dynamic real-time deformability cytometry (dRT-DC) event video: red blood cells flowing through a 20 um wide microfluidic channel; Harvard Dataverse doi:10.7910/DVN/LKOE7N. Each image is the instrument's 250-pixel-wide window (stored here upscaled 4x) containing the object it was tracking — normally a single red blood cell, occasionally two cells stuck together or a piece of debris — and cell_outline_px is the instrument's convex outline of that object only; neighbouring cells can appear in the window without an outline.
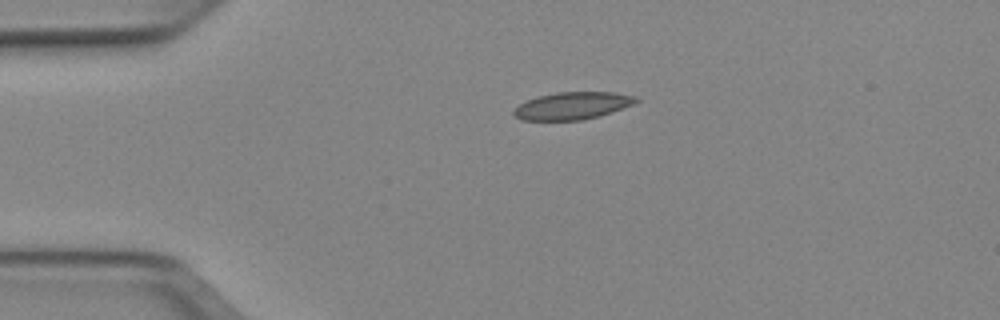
{"species": "Egyptian fruit bat (a non-hibernating species)", "species_latin": "Rousettus aegyptiacus", "temperature_condition": "cold", "stored_images_in_passage": 41, "camera_frame_rate_fps": 3000, "um_per_image_px": 0.085, "animal": {"sex": "female"}, "frame": {"image": 1, "passage_image": 1, "time_ms": 0.0, "image_size_px": [1000, 320], "cell_outline_px": [[640, 100], [632, 104], [612, 112], [600, 116], [584, 120], [520, 120], [512, 112], [520, 104], [536, 96], [556, 92], [612, 92], [636, 96]], "centroid_in_image_um": [48.66, 8.99], "position_along_channel_um": 36.3, "area_um2": 19.48}}
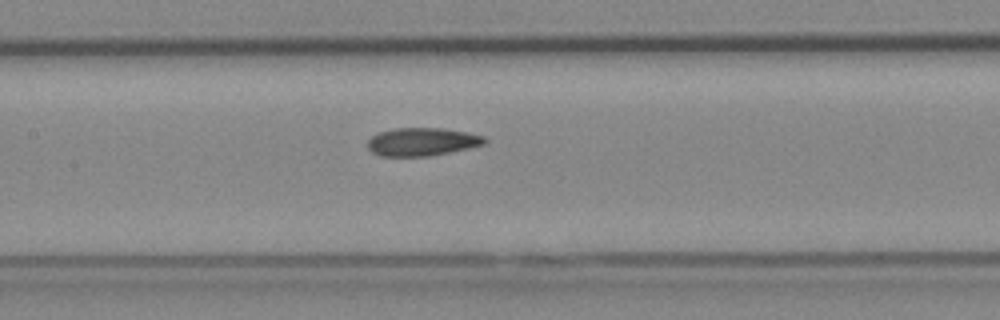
{"frame": {"image": 2, "passage_image": 14, "time_ms": 4.333, "image_size_px": [1000, 320], "cell_outline_px": [[488, 140], [484, 144], [468, 148], [428, 156], [380, 156], [372, 152], [368, 148], [368, 140], [372, 136], [380, 132], [392, 128], [444, 128], [468, 132], [484, 136]], "centroid_in_image_um": [35.88, 12.04], "position_along_channel_um": 171.5, "area_um2": 19.13}}
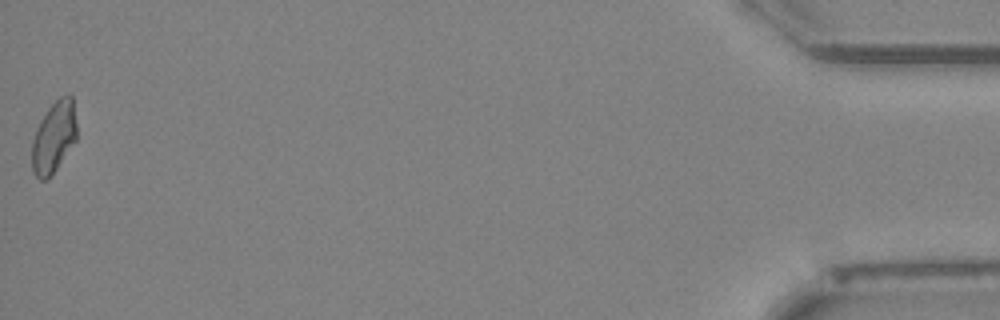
{"frame": {"image": 3, "passage_image": 41, "time_ms": 13.333, "image_size_px": [1000, 320], "cell_outline_px": [[76, 140], [52, 176], [48, 180], [40, 180], [32, 172], [32, 140], [36, 128], [40, 120], [48, 108], [60, 96], [68, 92], [72, 96], [76, 124]], "centroid_in_image_um": [4.57, 11.67], "position_along_channel_um": 430.6, "area_um2": 18.9}, "authors_computed_cell_mechanics": {"area_um2": 19.2474, "velocity_mm_per_s": 3.9441, "shape_relaxation_time_tau1_ms": null, "shape_relaxation_time_tau2_ms": 5.3862, "deformation_change_tau1": null, "deformation_change_tau2": 0.1309}}